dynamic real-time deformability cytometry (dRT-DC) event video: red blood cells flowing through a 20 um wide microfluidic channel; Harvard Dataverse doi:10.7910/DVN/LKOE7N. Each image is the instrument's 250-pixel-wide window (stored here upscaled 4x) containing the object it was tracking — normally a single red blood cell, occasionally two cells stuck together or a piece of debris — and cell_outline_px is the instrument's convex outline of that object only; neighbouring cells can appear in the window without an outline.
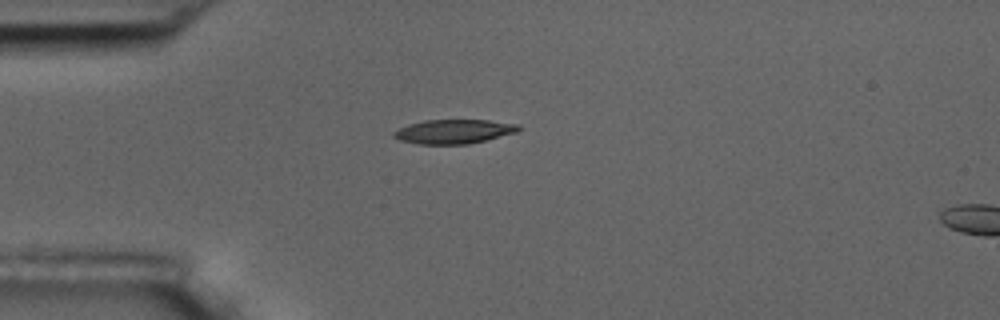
{"species": "common noctule bat (a hibernating species)", "species_latin": "Nyctalus noctula", "temperature_condition": "room temperature", "stored_images_in_passage": 4, "camera_frame_rate_fps": 3000, "um_per_image_px": 0.085, "animal": {"sex": "male", "body_mass_g": 17.5, "forearm_length_mm": 52.3}, "frame": {"image": 1, "passage_image": 1, "time_ms": 0.0, "image_size_px": [1000, 320], "cell_outline_px": [[520, 128], [516, 132], [468, 144], [420, 144], [400, 140], [392, 136], [392, 132], [408, 124], [424, 120], [488, 120], [520, 124]], "centroid_in_image_um": [38.55, 11.17], "position_along_channel_um": 46.5, "area_um2": 17.46}}